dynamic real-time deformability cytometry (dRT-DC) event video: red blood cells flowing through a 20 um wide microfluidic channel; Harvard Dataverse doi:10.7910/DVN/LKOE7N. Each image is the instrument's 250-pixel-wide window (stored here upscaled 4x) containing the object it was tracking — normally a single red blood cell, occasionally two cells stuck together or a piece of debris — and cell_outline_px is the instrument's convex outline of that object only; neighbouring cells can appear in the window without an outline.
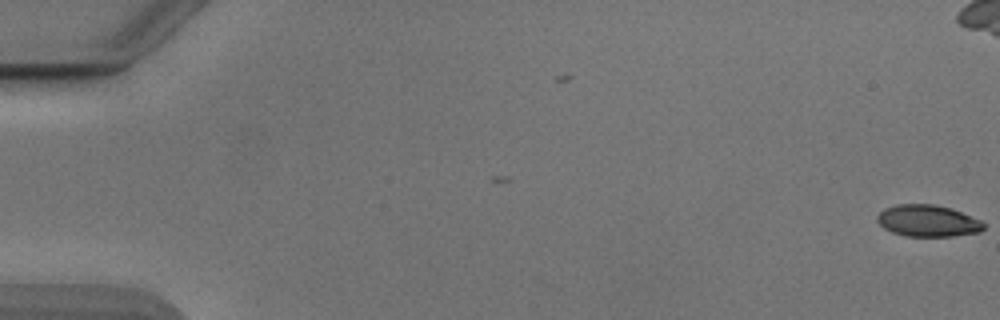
{"species": "Egyptian fruit bat (a non-hibernating species)", "species_latin": "Rousettus aegyptiacus", "temperature_condition": "cold", "stored_images_in_passage": 2, "camera_frame_rate_fps": 3000, "um_per_image_px": 0.085, "animal": {"sex": "male"}, "frame": {"image": 1, "passage_image": 2, "time_ms": 0.333, "image_size_px": [1000, 320], "cell_outline_px": [[984, 228], [980, 232], [952, 236], [904, 236], [892, 232], [884, 228], [876, 220], [876, 216], [884, 208], [896, 204], [936, 204], [952, 208], [980, 220], [984, 224]], "centroid_in_image_um": [78.84, 18.76], "position_along_channel_um": 6.2, "area_um2": 19.77}}